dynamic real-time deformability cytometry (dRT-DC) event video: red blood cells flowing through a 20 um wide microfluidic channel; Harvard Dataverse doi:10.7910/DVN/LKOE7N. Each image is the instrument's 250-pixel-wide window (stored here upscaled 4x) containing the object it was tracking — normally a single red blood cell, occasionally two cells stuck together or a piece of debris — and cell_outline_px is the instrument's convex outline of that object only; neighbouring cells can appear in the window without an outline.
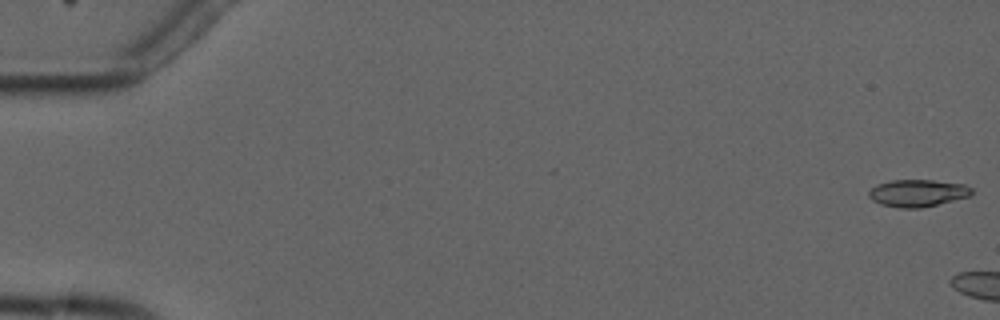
{"species": "common noctule bat (a hibernating species)", "species_latin": "Nyctalus noctula", "temperature_condition": "cold", "stored_images_in_passage": 2, "camera_frame_rate_fps": 3000, "um_per_image_px": 0.085, "animal": {"sex": "male", "forearm_length_mm": 52.5}, "frame": {"image": 1, "passage_image": 1, "time_ms": 0.0, "image_size_px": [1000, 320], "cell_outline_px": [[972, 196], [920, 208], [900, 208], [880, 204], [872, 200], [868, 196], [868, 192], [876, 184], [892, 180], [932, 180], [964, 184], [972, 188]], "centroid_in_image_um": [78.0, 16.41], "position_along_channel_um": 7.0, "area_um2": 16.36}}